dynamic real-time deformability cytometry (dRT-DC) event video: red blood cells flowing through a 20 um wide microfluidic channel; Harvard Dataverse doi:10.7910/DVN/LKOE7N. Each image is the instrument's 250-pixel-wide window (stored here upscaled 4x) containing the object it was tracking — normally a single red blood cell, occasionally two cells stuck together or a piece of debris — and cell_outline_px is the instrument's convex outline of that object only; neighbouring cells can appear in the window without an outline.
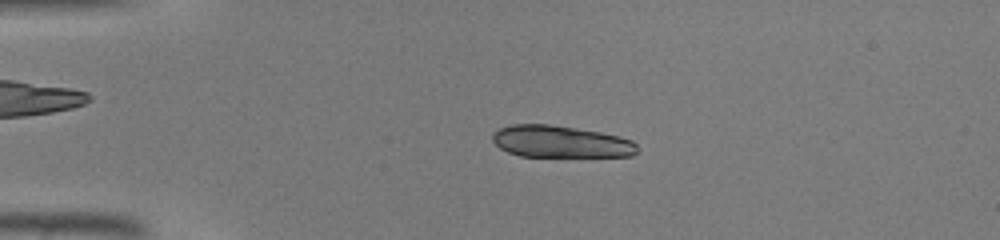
{"species": "common noctule bat (a hibernating species)", "species_latin": "Nyctalus noctula", "temperature_condition": "warm", "stored_images_in_passage": 44, "camera_frame_rate_fps": 3000, "um_per_image_px": 0.085, "animal": {"sex": "male", "body_mass_g": 19.0, "forearm_length_mm": 50.8}, "frame": {"image": 1, "passage_image": 10, "time_ms": 3.0, "image_size_px": [1000, 240], "cell_outline_px": [[636, 152], [632, 156], [520, 156], [508, 152], [500, 148], [492, 140], [492, 132], [500, 128], [512, 124], [548, 124], [600, 132], [620, 136], [632, 140], [636, 144]], "centroid_in_image_um": [47.62, 12.04], "position_along_channel_um": 37.4, "area_um2": 26.82}}